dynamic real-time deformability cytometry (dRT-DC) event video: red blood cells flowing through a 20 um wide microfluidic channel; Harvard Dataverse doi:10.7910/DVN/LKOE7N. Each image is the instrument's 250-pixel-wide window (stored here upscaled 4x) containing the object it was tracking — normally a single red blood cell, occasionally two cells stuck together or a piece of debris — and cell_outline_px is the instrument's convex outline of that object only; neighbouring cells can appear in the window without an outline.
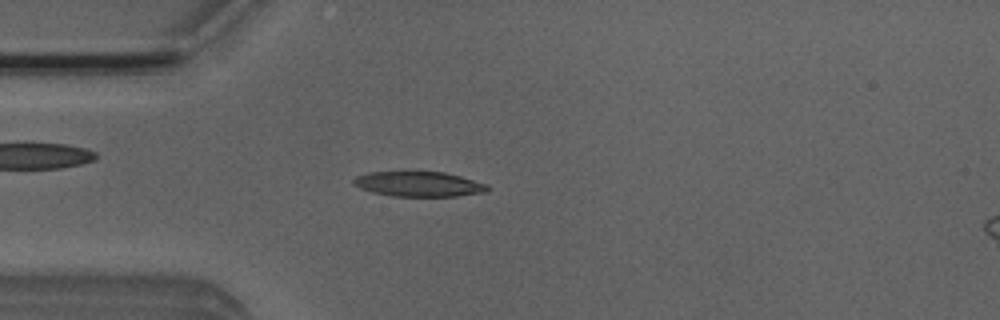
{"species": "Egyptian fruit bat (a non-hibernating species)", "species_latin": "Rousettus aegyptiacus", "temperature_condition": "room temperature", "stored_images_in_passage": 3, "camera_frame_rate_fps": 3000, "um_per_image_px": 0.085, "animal": {"sex": "male"}, "frame": {"image": 1, "passage_image": 3, "time_ms": 0.667, "image_size_px": [1000, 320], "cell_outline_px": [[488, 188], [484, 192], [456, 196], [392, 196], [372, 192], [360, 188], [352, 184], [352, 180], [356, 176], [368, 172], [412, 168], [444, 172], [460, 176], [488, 184]], "centroid_in_image_um": [35.51, 15.58], "position_along_channel_um": 49.5, "area_um2": 20.52}}